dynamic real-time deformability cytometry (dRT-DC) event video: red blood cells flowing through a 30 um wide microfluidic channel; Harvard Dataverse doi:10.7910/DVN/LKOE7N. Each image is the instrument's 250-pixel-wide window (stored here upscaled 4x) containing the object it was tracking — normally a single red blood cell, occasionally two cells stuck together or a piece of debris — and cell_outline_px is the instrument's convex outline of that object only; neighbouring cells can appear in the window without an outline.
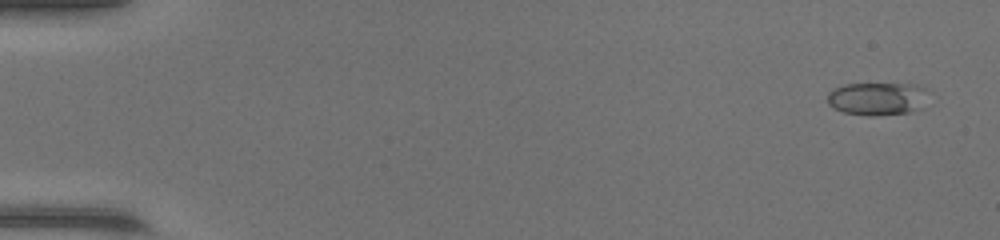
{"species": "common noctule bat (a hibernating species)", "species_latin": "Nyctalus noctula", "temperature_condition": "warm", "stored_images_in_passage": 16, "camera_frame_rate_fps": 3000, "um_per_image_px": 0.085, "animal": {"sex": "female", "body_mass_g": 17.0, "forearm_length_mm": 48.0}, "frame": {"image": 1, "passage_image": 3, "time_ms": 0.667, "image_size_px": [1000, 240], "cell_outline_px": [[924, 88], [920, 108], [908, 112], [872, 116], [868, 116], [844, 112], [832, 108], [828, 104], [828, 92], [832, 88], [844, 84], [912, 84]], "centroid_in_image_um": [74.44, 8.39], "position_along_channel_um": 10.6, "area_um2": 18.96}}
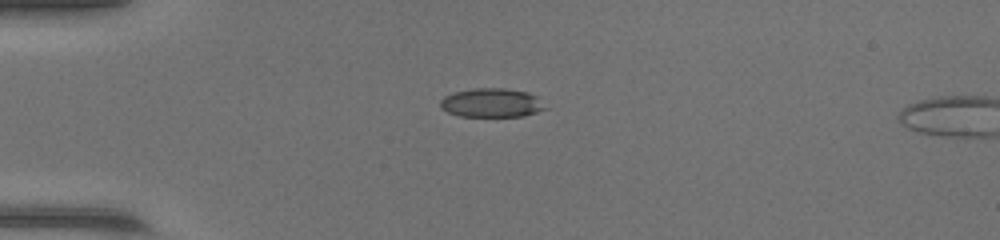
{"frame": {"image": 2, "passage_image": 14, "time_ms": 4.333, "image_size_px": [1000, 240], "cell_outline_px": [[548, 108], [524, 116], [460, 116], [448, 112], [440, 108], [440, 100], [444, 96], [452, 92], [472, 88], [504, 88], [528, 92], [536, 96]], "centroid_in_image_um": [41.76, 8.73], "position_along_channel_um": 43.2, "area_um2": 17.8}}